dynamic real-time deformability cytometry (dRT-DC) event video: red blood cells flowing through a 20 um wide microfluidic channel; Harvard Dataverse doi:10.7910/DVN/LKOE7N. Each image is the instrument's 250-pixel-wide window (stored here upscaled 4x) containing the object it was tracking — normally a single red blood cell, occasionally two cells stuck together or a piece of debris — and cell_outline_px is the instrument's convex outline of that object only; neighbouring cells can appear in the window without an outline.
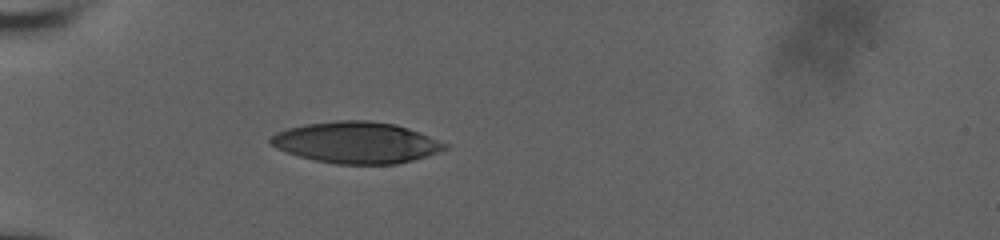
{"species": "human", "species_latin": "Homo sapiens", "temperature_condition": "room temperature", "stored_images_in_passage": 9, "camera_frame_rate_fps": 3000, "um_per_image_px": 0.085, "donor": {"sex": "male"}, "frame": {"image": 1, "passage_image": 6, "time_ms": 5.333, "image_size_px": [1000, 240], "cell_outline_px": [[448, 148], [428, 156], [396, 164], [336, 164], [316, 160], [300, 156], [276, 148], [268, 140], [276, 132], [288, 128], [304, 124], [336, 120], [368, 120], [396, 124], [408, 128], [448, 144]], "centroid_in_image_um": [30.3, 12.11], "position_along_channel_um": 54.7, "area_um2": 41.85}}
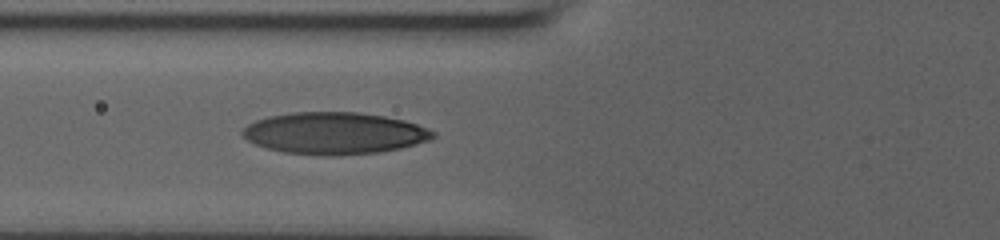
{"frame": {"image": 2, "passage_image": 9, "time_ms": 7.0, "image_size_px": [1000, 240], "cell_outline_px": [[436, 136], [432, 140], [400, 148], [380, 152], [336, 156], [324, 156], [284, 152], [268, 148], [256, 144], [248, 140], [240, 132], [248, 124], [256, 120], [268, 116], [292, 112], [360, 112], [384, 116], [404, 120], [428, 128], [436, 132]], "centroid_in_image_um": [28.46, 11.32], "position_along_channel_um": 97.3, "area_um2": 46.7}}